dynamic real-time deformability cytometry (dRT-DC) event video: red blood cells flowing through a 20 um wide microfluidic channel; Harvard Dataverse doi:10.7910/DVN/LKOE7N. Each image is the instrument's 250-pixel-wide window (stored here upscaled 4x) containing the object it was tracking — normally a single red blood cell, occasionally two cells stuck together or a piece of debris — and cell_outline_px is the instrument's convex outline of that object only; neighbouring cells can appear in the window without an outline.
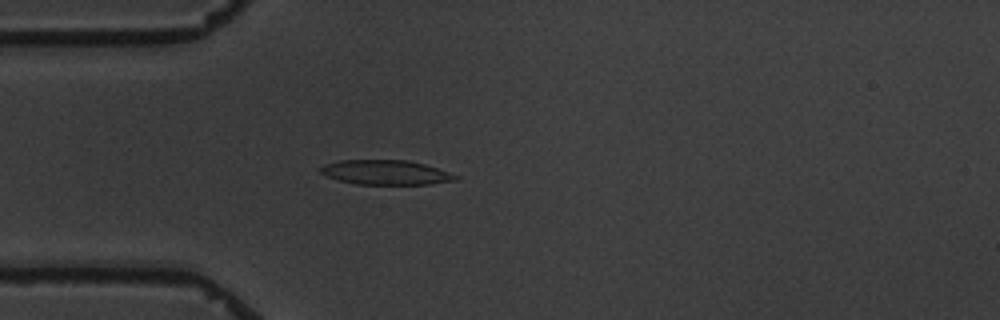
{"species": "common noctule bat (a hibernating species)", "species_latin": "Nyctalus noctula", "temperature_condition": "warm", "stored_images_in_passage": 5, "camera_frame_rate_fps": 3000, "um_per_image_px": 0.085, "animal": {"sex": "male", "body_mass_g": 19.5, "forearm_length_mm": 54.6}, "frame": {"image": 1, "passage_image": 5, "time_ms": 4.667, "image_size_px": [1000, 320], "cell_outline_px": [[460, 176], [456, 180], [428, 184], [356, 184], [340, 180], [328, 176], [320, 172], [320, 168], [324, 164], [340, 160], [408, 160], [424, 164]], "centroid_in_image_um": [32.79, 14.65], "position_along_channel_um": 52.2, "area_um2": 19.13}}